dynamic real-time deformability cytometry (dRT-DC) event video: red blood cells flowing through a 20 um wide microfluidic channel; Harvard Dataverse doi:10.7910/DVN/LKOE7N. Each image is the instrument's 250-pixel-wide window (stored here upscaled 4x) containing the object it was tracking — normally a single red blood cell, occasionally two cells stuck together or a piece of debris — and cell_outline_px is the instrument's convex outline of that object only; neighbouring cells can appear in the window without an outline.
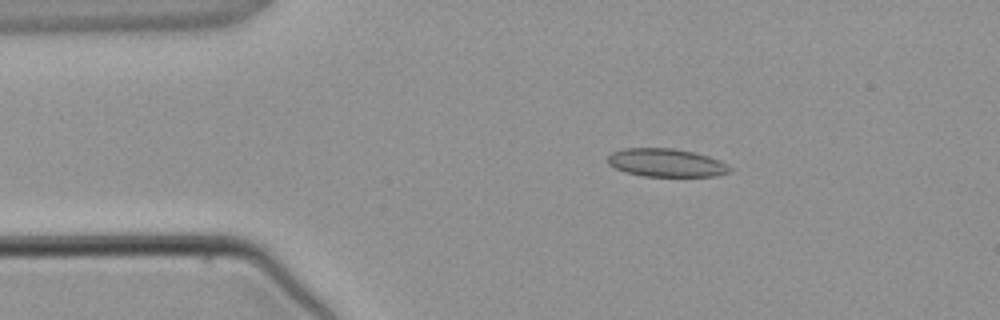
{"species": "common noctule bat (a hibernating species)", "species_latin": "Nyctalus noctula", "temperature_condition": "warm", "stored_images_in_passage": 2, "camera_frame_rate_fps": 3000, "um_per_image_px": 0.085, "animal": {"sex": "male", "body_mass_g": 21.5, "forearm_length_mm": 52.0}, "frame": {"image": 1, "passage_image": 1, "time_ms": 0.0, "image_size_px": [1000, 320], "cell_outline_px": [[732, 172], [716, 176], [644, 176], [628, 172], [616, 168], [608, 164], [608, 156], [612, 152], [624, 148], [672, 148], [696, 152], [720, 160], [728, 164], [732, 168]], "centroid_in_image_um": [56.69, 13.83], "position_along_channel_um": 28.3, "area_um2": 20.11}}